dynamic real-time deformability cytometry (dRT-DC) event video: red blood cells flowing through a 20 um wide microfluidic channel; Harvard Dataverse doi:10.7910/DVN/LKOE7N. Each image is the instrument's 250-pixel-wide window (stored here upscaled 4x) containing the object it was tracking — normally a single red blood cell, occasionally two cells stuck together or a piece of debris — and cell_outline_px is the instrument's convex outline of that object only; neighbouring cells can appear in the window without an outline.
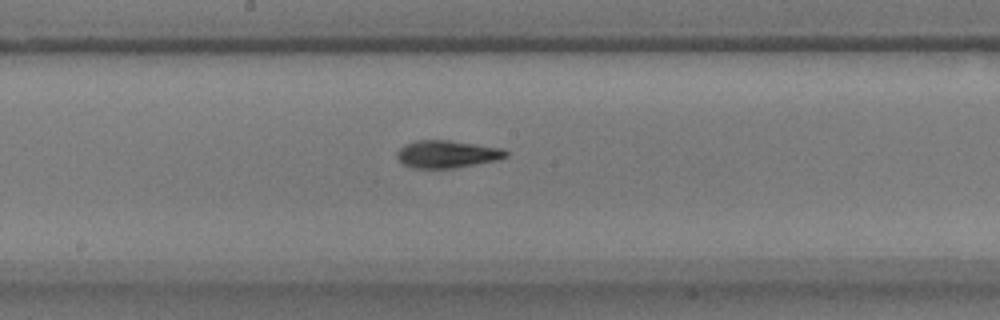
{"species": "common noctule bat (a hibernating species)", "species_latin": "Nyctalus noctula", "temperature_condition": "warm", "stored_images_in_passage": 45, "camera_frame_rate_fps": 3000, "um_per_image_px": 0.085, "animal": {"sex": "male", "body_mass_g": 17.9}, "frame": {"image": 1, "passage_image": 18, "time_ms": 5.667, "image_size_px": [1000, 320], "cell_outline_px": [[508, 156], [496, 160], [456, 168], [412, 168], [404, 164], [396, 156], [396, 152], [404, 144], [416, 140], [448, 140], [504, 148], [508, 152]], "centroid_in_image_um": [38.0, 13.09], "position_along_channel_um": 210.2, "area_um2": 17.51}}
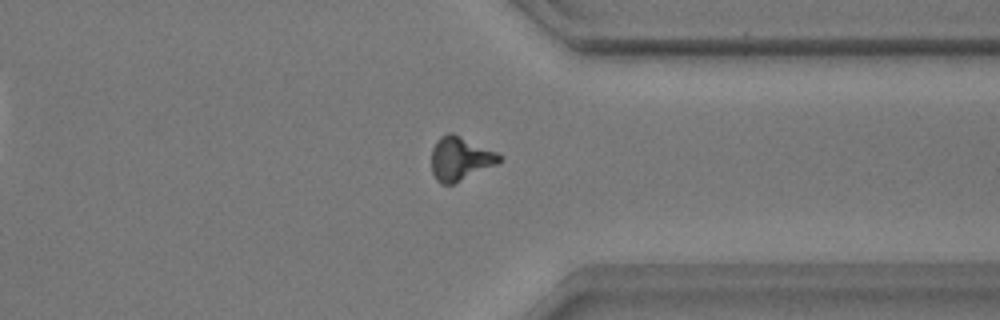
{"frame": {"image": 2, "passage_image": 32, "time_ms": 10.333, "image_size_px": [1000, 320], "cell_outline_px": [[504, 160], [496, 164], [452, 184], [440, 184], [436, 180], [432, 172], [432, 148], [436, 140], [440, 136], [448, 132], [452, 132], [496, 152], [504, 156]], "centroid_in_image_um": [39.11, 13.47], "position_along_channel_um": 372.3, "area_um2": 17.22}}
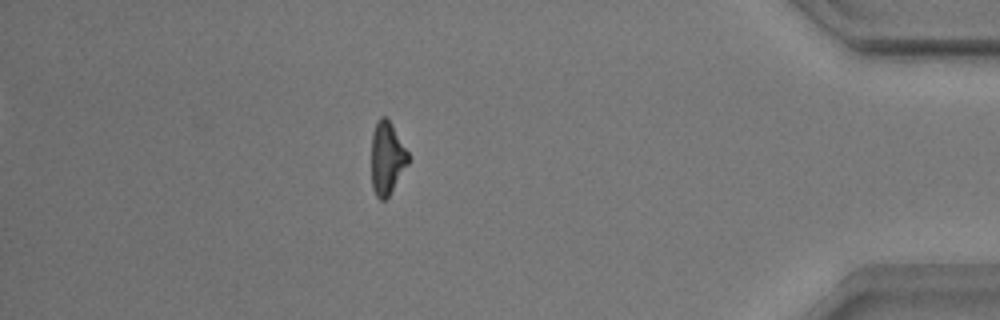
{"frame": {"image": 3, "passage_image": 38, "time_ms": 12.333, "image_size_px": [1000, 320], "cell_outline_px": [[408, 164], [388, 196], [384, 200], [380, 200], [376, 196], [372, 188], [372, 132], [376, 120], [380, 116], [384, 116], [392, 124], [408, 152]], "centroid_in_image_um": [32.87, 13.42], "position_along_channel_um": 402.3, "area_um2": 15.49}, "authors_computed_cell_mechanics": {"area_um2": 16.6464, "velocity_mm_per_s": 3.5386, "shape_relaxation_time_tau1_ms": 3.932, "shape_relaxation_time_tau2_ms": 2.9908, "deformation_change_tau1": 0.1384, "deformation_change_tau2": 0.1016}}